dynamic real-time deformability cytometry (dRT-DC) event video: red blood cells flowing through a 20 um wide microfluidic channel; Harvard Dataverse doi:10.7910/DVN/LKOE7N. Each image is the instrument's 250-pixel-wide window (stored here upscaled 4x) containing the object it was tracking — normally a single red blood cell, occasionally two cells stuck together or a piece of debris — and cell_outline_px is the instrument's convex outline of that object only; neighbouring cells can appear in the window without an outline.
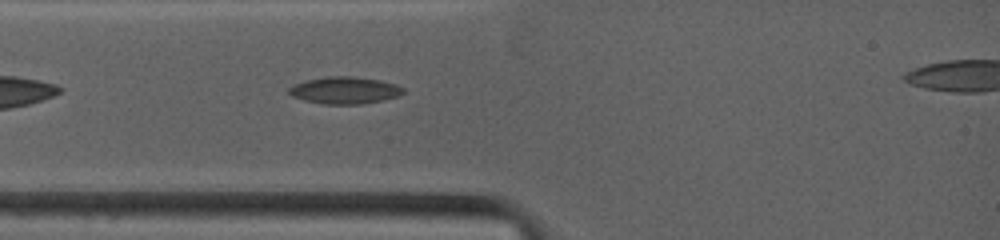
{"species": "common noctule bat (a hibernating species)", "species_latin": "Nyctalus noctula", "temperature_condition": "warm", "stored_images_in_passage": 42, "camera_frame_rate_fps": 4500, "um_per_image_px": 0.085, "animal": {"sex": "female", "body_mass_g": 19.0, "forearm_length_mm": 53.3}, "frame": {"image": 1, "passage_image": 5, "time_ms": 1.556, "image_size_px": [1000, 240], "cell_outline_px": [[404, 92], [396, 96], [384, 100], [360, 104], [324, 104], [304, 100], [292, 96], [288, 92], [288, 88], [296, 84], [308, 80], [328, 76], [352, 76], [380, 80], [396, 84], [404, 88]], "centroid_in_image_um": [29.31, 7.67], "position_along_channel_um": 55.7, "area_um2": 17.86}}
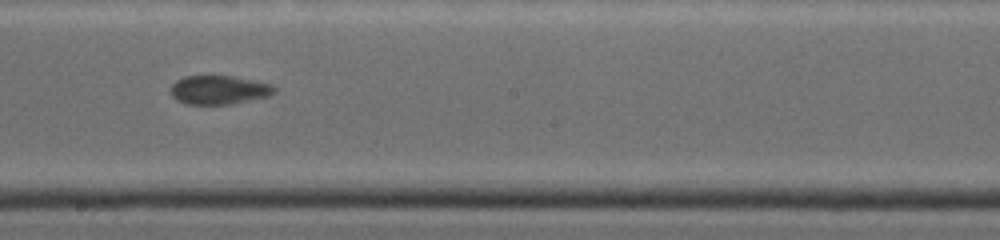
{"frame": {"image": 2, "passage_image": 19, "time_ms": 6.0, "image_size_px": [1000, 240], "cell_outline_px": [[276, 92], [268, 96], [228, 104], [188, 104], [176, 100], [172, 96], [172, 84], [176, 80], [184, 76], [232, 76], [272, 84], [276, 88]], "centroid_in_image_um": [18.61, 7.63], "position_along_channel_um": 229.6, "area_um2": 17.22}}
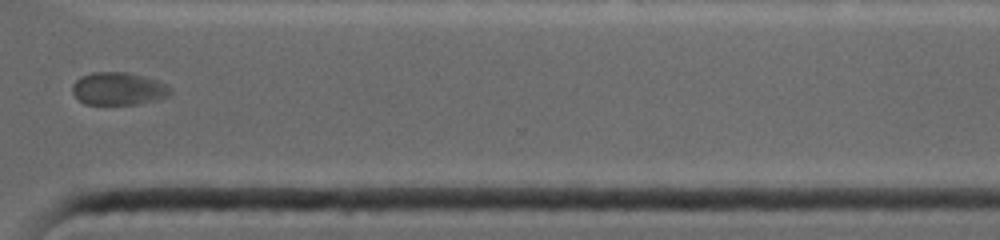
{"frame": {"image": 3, "passage_image": 31, "time_ms": 9.333, "image_size_px": [1000, 240], "cell_outline_px": [[172, 92], [168, 96], [156, 100], [140, 104], [84, 104], [72, 92], [72, 84], [80, 76], [92, 72], [128, 72], [156, 80], [172, 88]], "centroid_in_image_um": [10.06, 7.54], "position_along_channel_um": 360.5, "area_um2": 18.73}}